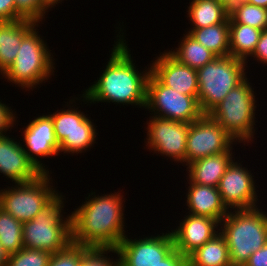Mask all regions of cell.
Here are the masks:
<instances>
[{"label": "cell", "instance_id": "cell-37", "mask_svg": "<svg viewBox=\"0 0 267 266\" xmlns=\"http://www.w3.org/2000/svg\"><path fill=\"white\" fill-rule=\"evenodd\" d=\"M244 266H267V242L265 246L251 254Z\"/></svg>", "mask_w": 267, "mask_h": 266}, {"label": "cell", "instance_id": "cell-2", "mask_svg": "<svg viewBox=\"0 0 267 266\" xmlns=\"http://www.w3.org/2000/svg\"><path fill=\"white\" fill-rule=\"evenodd\" d=\"M123 197L119 191L103 196L89 194L85 198L88 201L71 213L72 242L86 247L116 248L126 236Z\"/></svg>", "mask_w": 267, "mask_h": 266}, {"label": "cell", "instance_id": "cell-11", "mask_svg": "<svg viewBox=\"0 0 267 266\" xmlns=\"http://www.w3.org/2000/svg\"><path fill=\"white\" fill-rule=\"evenodd\" d=\"M234 143L237 144L218 122L204 114L190 123L186 143V166L201 158L232 152Z\"/></svg>", "mask_w": 267, "mask_h": 266}, {"label": "cell", "instance_id": "cell-7", "mask_svg": "<svg viewBox=\"0 0 267 266\" xmlns=\"http://www.w3.org/2000/svg\"><path fill=\"white\" fill-rule=\"evenodd\" d=\"M246 62L231 55L216 57L212 62L196 69L198 101L204 114H208L224 97L246 78Z\"/></svg>", "mask_w": 267, "mask_h": 266}, {"label": "cell", "instance_id": "cell-22", "mask_svg": "<svg viewBox=\"0 0 267 266\" xmlns=\"http://www.w3.org/2000/svg\"><path fill=\"white\" fill-rule=\"evenodd\" d=\"M187 12L193 28L229 23V9L216 0H192Z\"/></svg>", "mask_w": 267, "mask_h": 266}, {"label": "cell", "instance_id": "cell-5", "mask_svg": "<svg viewBox=\"0 0 267 266\" xmlns=\"http://www.w3.org/2000/svg\"><path fill=\"white\" fill-rule=\"evenodd\" d=\"M38 26L39 23L22 38L14 62L2 74L10 83L28 91L40 83H45L55 69L53 55L42 36L36 31Z\"/></svg>", "mask_w": 267, "mask_h": 266}, {"label": "cell", "instance_id": "cell-21", "mask_svg": "<svg viewBox=\"0 0 267 266\" xmlns=\"http://www.w3.org/2000/svg\"><path fill=\"white\" fill-rule=\"evenodd\" d=\"M233 158L232 152H222L195 160L187 165V178L195 184L218 187Z\"/></svg>", "mask_w": 267, "mask_h": 266}, {"label": "cell", "instance_id": "cell-15", "mask_svg": "<svg viewBox=\"0 0 267 266\" xmlns=\"http://www.w3.org/2000/svg\"><path fill=\"white\" fill-rule=\"evenodd\" d=\"M23 133V143L25 142V145L22 146L29 160L43 174H50L44 164L41 163L42 161L39 160L42 157L58 156L59 153V144L55 136L51 116L46 114L36 117L27 124Z\"/></svg>", "mask_w": 267, "mask_h": 266}, {"label": "cell", "instance_id": "cell-24", "mask_svg": "<svg viewBox=\"0 0 267 266\" xmlns=\"http://www.w3.org/2000/svg\"><path fill=\"white\" fill-rule=\"evenodd\" d=\"M262 30L249 25L229 23V50L230 55L235 59L246 62L255 51Z\"/></svg>", "mask_w": 267, "mask_h": 266}, {"label": "cell", "instance_id": "cell-33", "mask_svg": "<svg viewBox=\"0 0 267 266\" xmlns=\"http://www.w3.org/2000/svg\"><path fill=\"white\" fill-rule=\"evenodd\" d=\"M15 115L9 106L0 101V136L6 135L7 130L16 125Z\"/></svg>", "mask_w": 267, "mask_h": 266}, {"label": "cell", "instance_id": "cell-38", "mask_svg": "<svg viewBox=\"0 0 267 266\" xmlns=\"http://www.w3.org/2000/svg\"><path fill=\"white\" fill-rule=\"evenodd\" d=\"M9 254L3 249L0 243V266H6Z\"/></svg>", "mask_w": 267, "mask_h": 266}, {"label": "cell", "instance_id": "cell-30", "mask_svg": "<svg viewBox=\"0 0 267 266\" xmlns=\"http://www.w3.org/2000/svg\"><path fill=\"white\" fill-rule=\"evenodd\" d=\"M17 20L27 19L39 24L51 7L44 0H15ZM50 8V9H49Z\"/></svg>", "mask_w": 267, "mask_h": 266}, {"label": "cell", "instance_id": "cell-25", "mask_svg": "<svg viewBox=\"0 0 267 266\" xmlns=\"http://www.w3.org/2000/svg\"><path fill=\"white\" fill-rule=\"evenodd\" d=\"M188 33L217 57L230 55L229 23L189 29Z\"/></svg>", "mask_w": 267, "mask_h": 266}, {"label": "cell", "instance_id": "cell-18", "mask_svg": "<svg viewBox=\"0 0 267 266\" xmlns=\"http://www.w3.org/2000/svg\"><path fill=\"white\" fill-rule=\"evenodd\" d=\"M0 173L15 183H26L35 180L43 173L29 160L22 144L0 136Z\"/></svg>", "mask_w": 267, "mask_h": 266}, {"label": "cell", "instance_id": "cell-35", "mask_svg": "<svg viewBox=\"0 0 267 266\" xmlns=\"http://www.w3.org/2000/svg\"><path fill=\"white\" fill-rule=\"evenodd\" d=\"M252 57L258 60V63L261 61L260 63L267 65V29L262 31Z\"/></svg>", "mask_w": 267, "mask_h": 266}, {"label": "cell", "instance_id": "cell-40", "mask_svg": "<svg viewBox=\"0 0 267 266\" xmlns=\"http://www.w3.org/2000/svg\"><path fill=\"white\" fill-rule=\"evenodd\" d=\"M216 1L223 3L228 9H230L239 0H216Z\"/></svg>", "mask_w": 267, "mask_h": 266}, {"label": "cell", "instance_id": "cell-34", "mask_svg": "<svg viewBox=\"0 0 267 266\" xmlns=\"http://www.w3.org/2000/svg\"><path fill=\"white\" fill-rule=\"evenodd\" d=\"M17 20L15 0H0V22Z\"/></svg>", "mask_w": 267, "mask_h": 266}, {"label": "cell", "instance_id": "cell-10", "mask_svg": "<svg viewBox=\"0 0 267 266\" xmlns=\"http://www.w3.org/2000/svg\"><path fill=\"white\" fill-rule=\"evenodd\" d=\"M69 106L68 109H60L50 114L57 142L59 144V153L67 154L86 152L96 141V127L90 120V117L78 107L75 109ZM62 110V111H61Z\"/></svg>", "mask_w": 267, "mask_h": 266}, {"label": "cell", "instance_id": "cell-6", "mask_svg": "<svg viewBox=\"0 0 267 266\" xmlns=\"http://www.w3.org/2000/svg\"><path fill=\"white\" fill-rule=\"evenodd\" d=\"M246 77L230 90L224 99L208 115L239 143H250L255 133L256 100L254 88Z\"/></svg>", "mask_w": 267, "mask_h": 266}, {"label": "cell", "instance_id": "cell-13", "mask_svg": "<svg viewBox=\"0 0 267 266\" xmlns=\"http://www.w3.org/2000/svg\"><path fill=\"white\" fill-rule=\"evenodd\" d=\"M175 249L172 233L136 238L127 235L116 247L119 266H155Z\"/></svg>", "mask_w": 267, "mask_h": 266}, {"label": "cell", "instance_id": "cell-31", "mask_svg": "<svg viewBox=\"0 0 267 266\" xmlns=\"http://www.w3.org/2000/svg\"><path fill=\"white\" fill-rule=\"evenodd\" d=\"M109 252L117 253L116 248H96L83 246V256L81 257L80 266H119V259L111 256ZM106 254V256H105Z\"/></svg>", "mask_w": 267, "mask_h": 266}, {"label": "cell", "instance_id": "cell-36", "mask_svg": "<svg viewBox=\"0 0 267 266\" xmlns=\"http://www.w3.org/2000/svg\"><path fill=\"white\" fill-rule=\"evenodd\" d=\"M155 266H189L188 257L181 254L177 249H174L166 258Z\"/></svg>", "mask_w": 267, "mask_h": 266}, {"label": "cell", "instance_id": "cell-12", "mask_svg": "<svg viewBox=\"0 0 267 266\" xmlns=\"http://www.w3.org/2000/svg\"><path fill=\"white\" fill-rule=\"evenodd\" d=\"M147 149L186 165V143L190 123L150 116L147 123Z\"/></svg>", "mask_w": 267, "mask_h": 266}, {"label": "cell", "instance_id": "cell-8", "mask_svg": "<svg viewBox=\"0 0 267 266\" xmlns=\"http://www.w3.org/2000/svg\"><path fill=\"white\" fill-rule=\"evenodd\" d=\"M50 180L49 174H42L33 181L1 189V208L21 223L34 219L59 195Z\"/></svg>", "mask_w": 267, "mask_h": 266}, {"label": "cell", "instance_id": "cell-28", "mask_svg": "<svg viewBox=\"0 0 267 266\" xmlns=\"http://www.w3.org/2000/svg\"><path fill=\"white\" fill-rule=\"evenodd\" d=\"M23 223L0 207V243L8 254L23 249Z\"/></svg>", "mask_w": 267, "mask_h": 266}, {"label": "cell", "instance_id": "cell-26", "mask_svg": "<svg viewBox=\"0 0 267 266\" xmlns=\"http://www.w3.org/2000/svg\"><path fill=\"white\" fill-rule=\"evenodd\" d=\"M184 37L180 41V45L176 50L168 52L176 58L180 63L191 68L198 69L205 64L212 62L217 56L199 43L188 32L183 34Z\"/></svg>", "mask_w": 267, "mask_h": 266}, {"label": "cell", "instance_id": "cell-23", "mask_svg": "<svg viewBox=\"0 0 267 266\" xmlns=\"http://www.w3.org/2000/svg\"><path fill=\"white\" fill-rule=\"evenodd\" d=\"M189 266H232L229 249L219 232L188 257Z\"/></svg>", "mask_w": 267, "mask_h": 266}, {"label": "cell", "instance_id": "cell-27", "mask_svg": "<svg viewBox=\"0 0 267 266\" xmlns=\"http://www.w3.org/2000/svg\"><path fill=\"white\" fill-rule=\"evenodd\" d=\"M229 23L249 25L259 30L267 29V8L239 0L229 9Z\"/></svg>", "mask_w": 267, "mask_h": 266}, {"label": "cell", "instance_id": "cell-1", "mask_svg": "<svg viewBox=\"0 0 267 266\" xmlns=\"http://www.w3.org/2000/svg\"><path fill=\"white\" fill-rule=\"evenodd\" d=\"M117 34V40L107 61L103 73L81 98L87 103L112 102L114 104H128L146 106L147 80L151 73V66L139 73L130 54L123 35ZM125 42V43H124ZM148 70V71H147Z\"/></svg>", "mask_w": 267, "mask_h": 266}, {"label": "cell", "instance_id": "cell-32", "mask_svg": "<svg viewBox=\"0 0 267 266\" xmlns=\"http://www.w3.org/2000/svg\"><path fill=\"white\" fill-rule=\"evenodd\" d=\"M83 246L71 242L66 248L53 253L48 266H80Z\"/></svg>", "mask_w": 267, "mask_h": 266}, {"label": "cell", "instance_id": "cell-41", "mask_svg": "<svg viewBox=\"0 0 267 266\" xmlns=\"http://www.w3.org/2000/svg\"><path fill=\"white\" fill-rule=\"evenodd\" d=\"M51 8L56 6V4L62 2L63 0H44Z\"/></svg>", "mask_w": 267, "mask_h": 266}, {"label": "cell", "instance_id": "cell-4", "mask_svg": "<svg viewBox=\"0 0 267 266\" xmlns=\"http://www.w3.org/2000/svg\"><path fill=\"white\" fill-rule=\"evenodd\" d=\"M63 197L60 193L34 219L23 223L24 248L46 250L53 254L72 242V216H63Z\"/></svg>", "mask_w": 267, "mask_h": 266}, {"label": "cell", "instance_id": "cell-16", "mask_svg": "<svg viewBox=\"0 0 267 266\" xmlns=\"http://www.w3.org/2000/svg\"><path fill=\"white\" fill-rule=\"evenodd\" d=\"M183 218V221L179 224L180 226H177L176 230H171V233L175 249L189 257L219 233L218 226L220 227V223L213 218L193 214H188Z\"/></svg>", "mask_w": 267, "mask_h": 266}, {"label": "cell", "instance_id": "cell-14", "mask_svg": "<svg viewBox=\"0 0 267 266\" xmlns=\"http://www.w3.org/2000/svg\"><path fill=\"white\" fill-rule=\"evenodd\" d=\"M254 175L241 163L234 160L227 167L220 179L218 191L223 204L228 210L257 207L258 196ZM231 208V209H229Z\"/></svg>", "mask_w": 267, "mask_h": 266}, {"label": "cell", "instance_id": "cell-17", "mask_svg": "<svg viewBox=\"0 0 267 266\" xmlns=\"http://www.w3.org/2000/svg\"><path fill=\"white\" fill-rule=\"evenodd\" d=\"M151 73L165 86L178 93L198 95L196 69L180 63L167 50L152 63Z\"/></svg>", "mask_w": 267, "mask_h": 266}, {"label": "cell", "instance_id": "cell-3", "mask_svg": "<svg viewBox=\"0 0 267 266\" xmlns=\"http://www.w3.org/2000/svg\"><path fill=\"white\" fill-rule=\"evenodd\" d=\"M220 226L232 266H244L251 254L267 242V213L257 207L230 210Z\"/></svg>", "mask_w": 267, "mask_h": 266}, {"label": "cell", "instance_id": "cell-39", "mask_svg": "<svg viewBox=\"0 0 267 266\" xmlns=\"http://www.w3.org/2000/svg\"><path fill=\"white\" fill-rule=\"evenodd\" d=\"M245 2L258 7L267 8V0H244Z\"/></svg>", "mask_w": 267, "mask_h": 266}, {"label": "cell", "instance_id": "cell-20", "mask_svg": "<svg viewBox=\"0 0 267 266\" xmlns=\"http://www.w3.org/2000/svg\"><path fill=\"white\" fill-rule=\"evenodd\" d=\"M37 24L27 19L0 22V73L14 62L22 38Z\"/></svg>", "mask_w": 267, "mask_h": 266}, {"label": "cell", "instance_id": "cell-9", "mask_svg": "<svg viewBox=\"0 0 267 266\" xmlns=\"http://www.w3.org/2000/svg\"><path fill=\"white\" fill-rule=\"evenodd\" d=\"M150 114L174 121L191 123L204 113L200 108L198 95L178 93L163 85L152 73L147 80L146 106Z\"/></svg>", "mask_w": 267, "mask_h": 266}, {"label": "cell", "instance_id": "cell-29", "mask_svg": "<svg viewBox=\"0 0 267 266\" xmlns=\"http://www.w3.org/2000/svg\"><path fill=\"white\" fill-rule=\"evenodd\" d=\"M51 256L46 250L23 248L9 254L6 266H48Z\"/></svg>", "mask_w": 267, "mask_h": 266}, {"label": "cell", "instance_id": "cell-19", "mask_svg": "<svg viewBox=\"0 0 267 266\" xmlns=\"http://www.w3.org/2000/svg\"><path fill=\"white\" fill-rule=\"evenodd\" d=\"M188 184L186 205L189 214L207 216L220 223L229 210L222 202L218 187L199 185L190 180Z\"/></svg>", "mask_w": 267, "mask_h": 266}]
</instances>
